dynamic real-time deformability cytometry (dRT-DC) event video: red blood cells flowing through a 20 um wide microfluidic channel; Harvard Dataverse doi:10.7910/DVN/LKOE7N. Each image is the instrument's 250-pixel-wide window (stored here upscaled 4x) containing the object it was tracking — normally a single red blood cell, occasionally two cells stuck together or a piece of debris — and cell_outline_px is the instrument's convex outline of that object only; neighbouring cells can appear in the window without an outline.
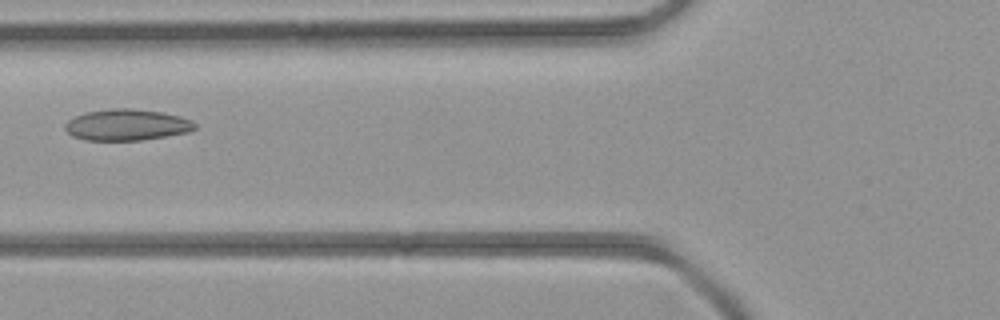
{"species": "common noctule bat (a hibernating species)", "species_latin": "Nyctalus noctula", "temperature_condition": "room temperature", "stored_images_in_passage": 4, "camera_frame_rate_fps": 3000, "um_per_image_px": 0.085, "animal": {"sex": "female", "body_mass_g": 21.9}, "frame": {"image": 1, "passage_image": 4, "time_ms": 3.667, "image_size_px": [1000, 320], "cell_outline_px": [[196, 128], [188, 132], [140, 140], [84, 140], [72, 136], [64, 128], [64, 124], [68, 120], [84, 112], [112, 108], [132, 108], [160, 112], [180, 116], [192, 120], [196, 124]], "centroid_in_image_um": [10.75, 10.6], "position_along_channel_um": 115.0, "area_um2": 23.64}}